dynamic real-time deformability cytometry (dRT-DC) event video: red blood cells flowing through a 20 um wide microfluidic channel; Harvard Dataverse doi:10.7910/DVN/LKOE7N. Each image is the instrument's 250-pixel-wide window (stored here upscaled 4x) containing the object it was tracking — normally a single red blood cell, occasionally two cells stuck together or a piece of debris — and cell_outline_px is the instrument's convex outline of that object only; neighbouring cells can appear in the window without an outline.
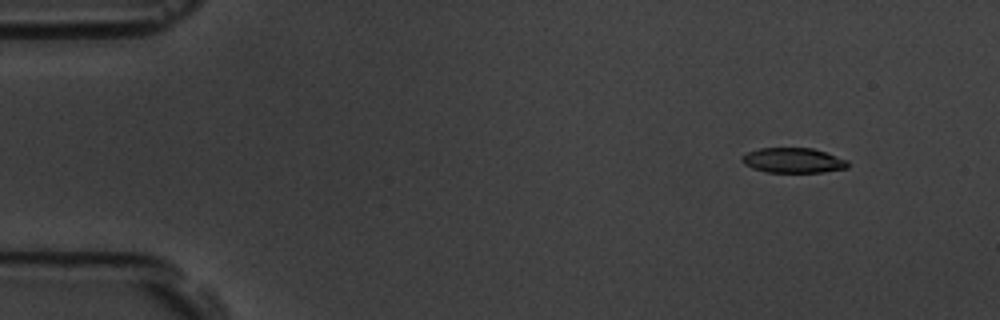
{"species": "common noctule bat (a hibernating species)", "species_latin": "Nyctalus noctula", "temperature_condition": "room temperature", "stored_images_in_passage": 10, "camera_frame_rate_fps": 3000, "um_per_image_px": 0.085, "animal": {"sex": "male", "body_mass_g": 19.5, "forearm_length_mm": 54.6}, "frame": {"image": 1, "passage_image": 2, "time_ms": 0.333, "image_size_px": [1000, 320], "cell_outline_px": [[848, 168], [824, 172], [768, 172], [752, 168], [744, 164], [740, 160], [740, 156], [748, 152], [760, 148], [812, 148], [848, 160]], "centroid_in_image_um": [67.4, 13.63], "position_along_channel_um": 17.6, "area_um2": 15.43}}
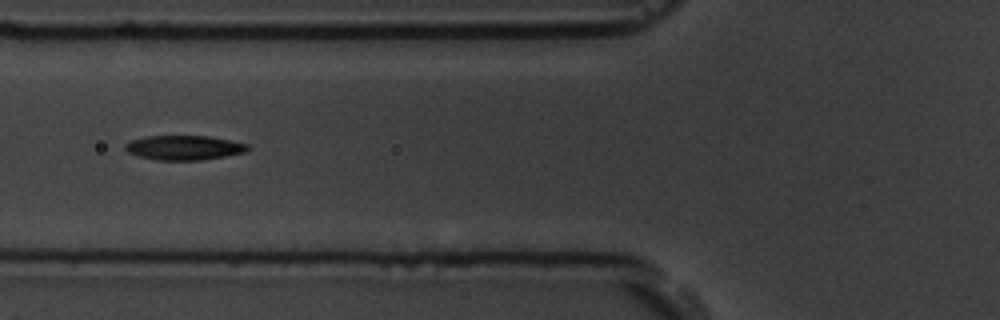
{"frame": {"image": 2, "passage_image": 6, "time_ms": 1.667, "image_size_px": [1000, 320], "cell_outline_px": [[248, 148], [244, 152], [224, 156], [200, 160], [156, 160], [140, 156], [128, 152], [124, 148], [124, 144], [132, 140], [144, 136], [208, 136], [248, 144]], "centroid_in_image_um": [15.6, 12.55], "position_along_channel_um": 110.2, "area_um2": 17.28}}
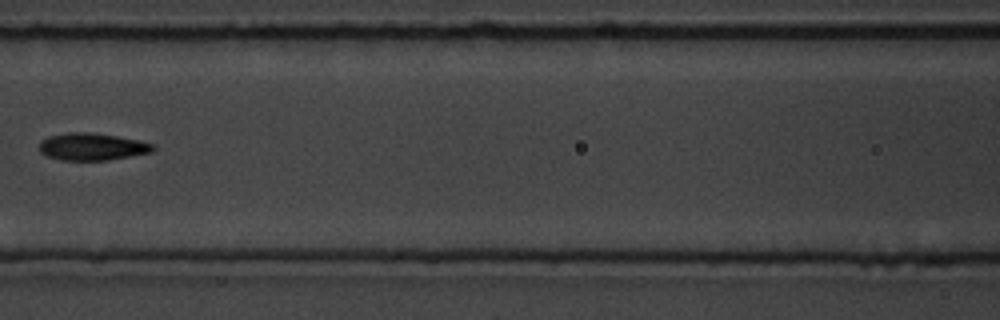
{"frame": {"image": 3, "passage_image": 7, "time_ms": 2.0, "image_size_px": [1000, 320], "cell_outline_px": [[156, 148], [152, 152], [108, 160], [60, 160], [48, 156], [40, 152], [40, 140], [48, 136], [72, 132], [88, 132], [116, 136], [140, 140], [152, 144]], "centroid_in_image_um": [7.83, 12.47], "position_along_channel_um": 158.8, "area_um2": 17.98}}